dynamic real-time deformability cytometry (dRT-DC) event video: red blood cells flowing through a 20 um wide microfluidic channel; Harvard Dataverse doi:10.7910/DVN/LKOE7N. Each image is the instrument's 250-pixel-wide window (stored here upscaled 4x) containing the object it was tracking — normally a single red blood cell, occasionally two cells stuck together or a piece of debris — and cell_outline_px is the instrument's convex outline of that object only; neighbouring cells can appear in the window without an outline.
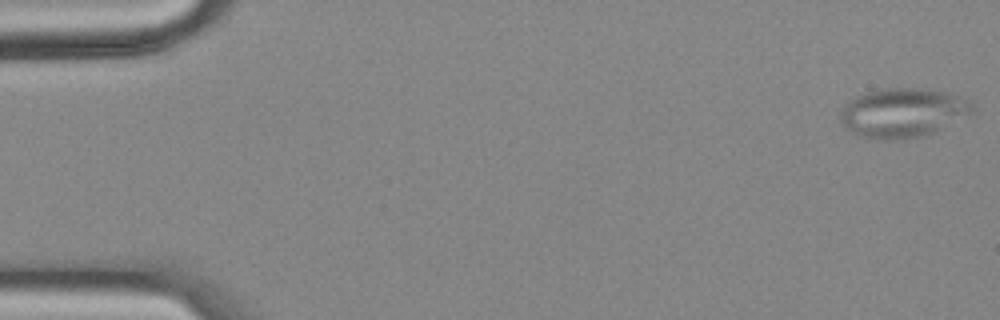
{"species": "common noctule bat (a hibernating species)", "species_latin": "Nyctalus noctula", "temperature_condition": "cold", "stored_images_in_passage": 28, "camera_frame_rate_fps": 3000, "um_per_image_px": 0.085, "animal": {"sex": "female", "body_mass_g": 18.4}, "frame": {"image": 1, "passage_image": 1, "time_ms": 0.0, "image_size_px": [1000, 320], "cell_outline_px": [[976, 112], [936, 132], [924, 136], [896, 140], [880, 140], [856, 136], [844, 128], [840, 124], [840, 112], [848, 100], [856, 96], [868, 92], [884, 88], [920, 88], [948, 92], [968, 100], [976, 108]], "centroid_in_image_um": [76.74, 9.61], "position_along_channel_um": 8.3, "area_um2": 38.67}}
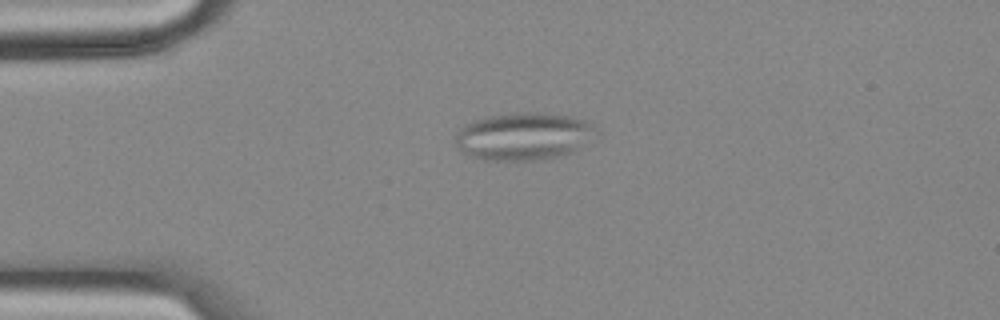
{"frame": {"image": 2, "passage_image": 13, "time_ms": 4.0, "image_size_px": [1000, 320], "cell_outline_px": [[600, 132], [568, 152], [544, 160], [488, 160], [464, 152], [456, 144], [456, 136], [460, 128], [472, 120], [484, 116], [512, 112], [536, 112], [568, 116], [584, 120], [596, 128]], "centroid_in_image_um": [44.47, 11.55], "position_along_channel_um": 40.5, "area_um2": 38.44}}
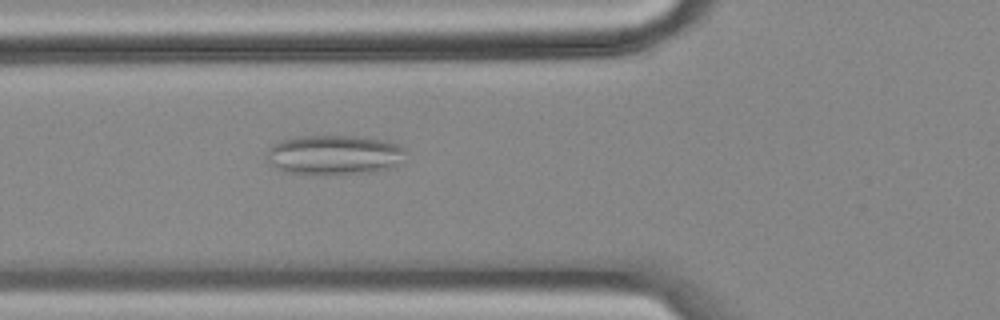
{"frame": {"image": 3, "passage_image": 20, "time_ms": 6.333, "image_size_px": [1000, 320], "cell_outline_px": [[408, 152], [400, 164], [396, 168], [372, 172], [284, 172], [268, 164], [268, 148], [272, 144], [280, 140], [296, 136], [356, 136], [384, 140], [400, 144]], "centroid_in_image_um": [28.47, 13.13], "position_along_channel_um": 97.3, "area_um2": 31.96}}